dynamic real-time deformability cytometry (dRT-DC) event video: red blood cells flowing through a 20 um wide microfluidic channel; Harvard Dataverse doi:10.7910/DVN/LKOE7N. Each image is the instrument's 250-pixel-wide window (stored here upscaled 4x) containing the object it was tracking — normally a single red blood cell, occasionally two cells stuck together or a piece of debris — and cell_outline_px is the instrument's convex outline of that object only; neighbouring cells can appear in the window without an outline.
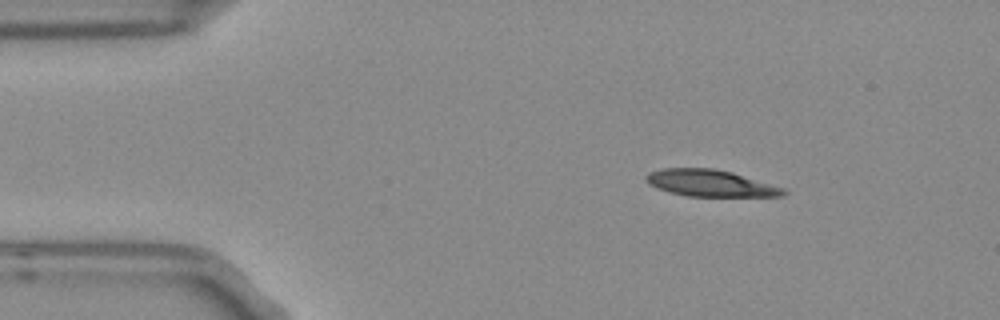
{"species": "Egyptian fruit bat (a non-hibernating species)", "species_latin": "Rousettus aegyptiacus", "temperature_condition": "room temperature", "stored_images_in_passage": 3, "camera_frame_rate_fps": 3000, "um_per_image_px": 0.085, "frame": {"image": 1, "passage_image": 1, "time_ms": 0.0, "image_size_px": [1000, 320], "cell_outline_px": [[788, 192], [784, 196], [688, 196], [656, 188], [648, 184], [644, 180], [644, 176], [648, 172], [664, 168], [712, 168], [732, 172], [784, 188]], "centroid_in_image_um": [60.35, 15.56], "position_along_channel_um": 24.7, "area_um2": 21.33}}
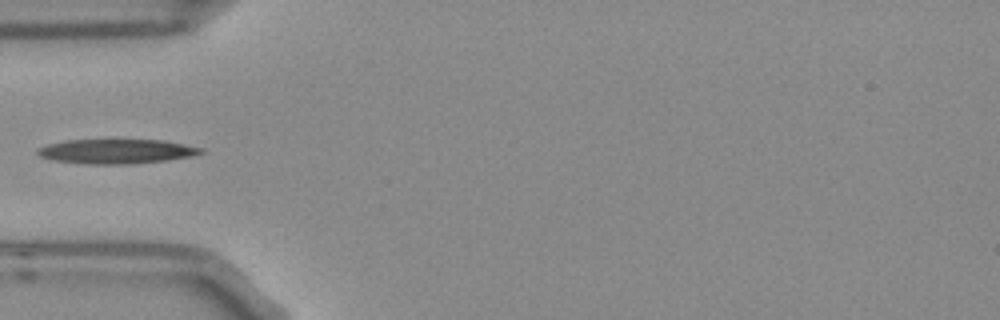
{"frame": {"image": 2, "passage_image": 3, "time_ms": 0.667, "image_size_px": [1000, 320], "cell_outline_px": [[204, 152], [188, 156], [164, 160], [132, 164], [88, 164], [56, 160], [40, 156], [36, 152], [36, 148], [48, 144], [68, 140], [160, 140], [204, 148]], "centroid_in_image_um": [9.86, 12.86], "position_along_channel_um": 75.1, "area_um2": 22.95}}